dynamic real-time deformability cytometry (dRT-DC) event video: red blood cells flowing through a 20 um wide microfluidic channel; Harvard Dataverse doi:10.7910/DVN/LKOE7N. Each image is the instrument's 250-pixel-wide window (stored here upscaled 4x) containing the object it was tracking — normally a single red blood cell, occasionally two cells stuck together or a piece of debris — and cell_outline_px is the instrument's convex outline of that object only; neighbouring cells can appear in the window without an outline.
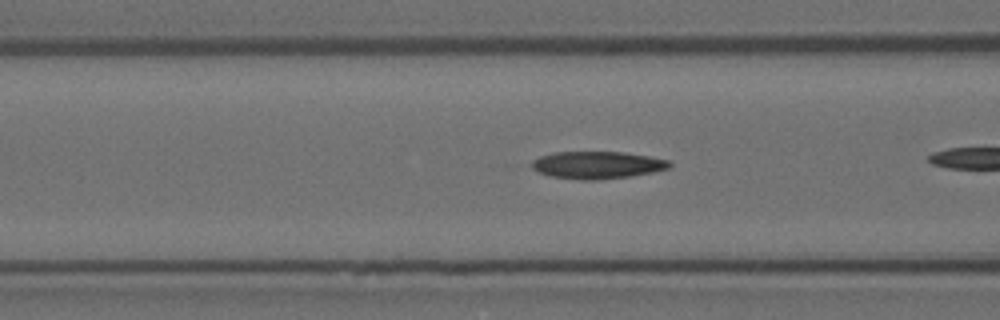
{"species": "Egyptian fruit bat (a non-hibernating species)", "species_latin": "Rousettus aegyptiacus", "temperature_condition": "room temperature", "stored_images_in_passage": 35, "camera_frame_rate_fps": 3000, "um_per_image_px": 0.085, "animal": {"sex": "female"}, "frame": {"image": 1, "passage_image": 20, "time_ms": 6.333, "image_size_px": [1000, 320], "cell_outline_px": [[672, 164], [668, 168], [652, 172], [632, 176], [596, 180], [580, 180], [552, 176], [540, 172], [532, 168], [532, 160], [540, 156], [552, 152], [624, 152], [648, 156], [668, 160]], "centroid_in_image_um": [50.76, 14.02], "position_along_channel_um": 115.8, "area_um2": 21.85}}